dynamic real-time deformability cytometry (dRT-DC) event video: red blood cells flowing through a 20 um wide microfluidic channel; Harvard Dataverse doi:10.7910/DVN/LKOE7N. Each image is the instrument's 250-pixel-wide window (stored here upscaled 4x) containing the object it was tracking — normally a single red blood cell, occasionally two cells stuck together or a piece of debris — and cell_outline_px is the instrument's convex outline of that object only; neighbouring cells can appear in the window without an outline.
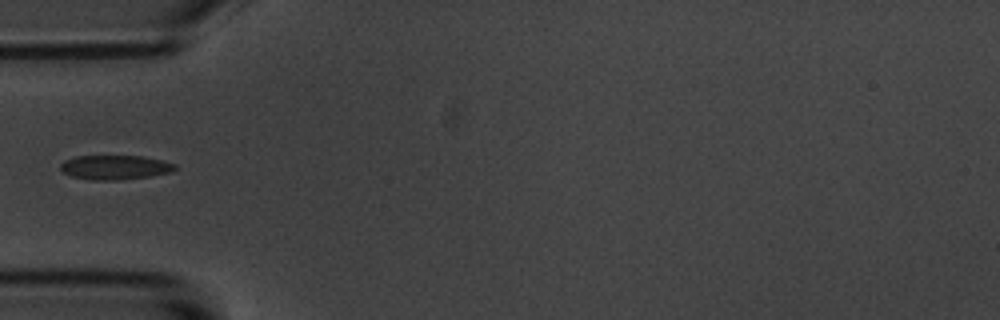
{"species": "common noctule bat (a hibernating species)", "species_latin": "Nyctalus noctula", "temperature_condition": "room temperature", "stored_images_in_passage": 11, "camera_frame_rate_fps": 3000, "um_per_image_px": 0.085, "animal": {"sex": "male", "body_mass_g": 20.1, "forearm_length_mm": 53.5}, "frame": {"image": 1, "passage_image": 1, "time_ms": 0.0, "image_size_px": [1000, 320], "cell_outline_px": [[176, 168], [172, 172], [152, 176], [116, 180], [92, 180], [72, 176], [64, 172], [60, 168], [60, 164], [64, 160], [76, 156], [144, 156], [176, 164]], "centroid_in_image_um": [9.78, 14.22], "position_along_channel_um": 75.2, "area_um2": 16.24}}
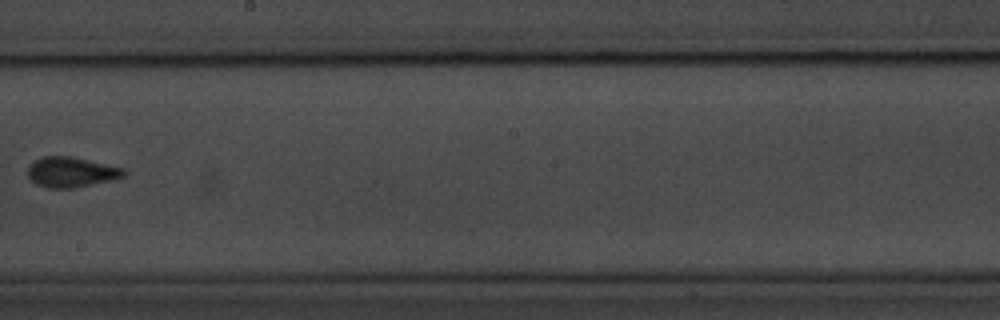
{"frame": {"image": 2, "passage_image": 5, "time_ms": 4.667, "image_size_px": [1000, 320], "cell_outline_px": [[128, 172], [124, 176], [108, 180], [72, 188], [48, 188], [36, 184], [28, 176], [28, 168], [36, 160], [44, 156], [72, 156], [128, 168]], "centroid_in_image_um": [6.1, 14.61], "position_along_channel_um": 242.1, "area_um2": 16.88}}
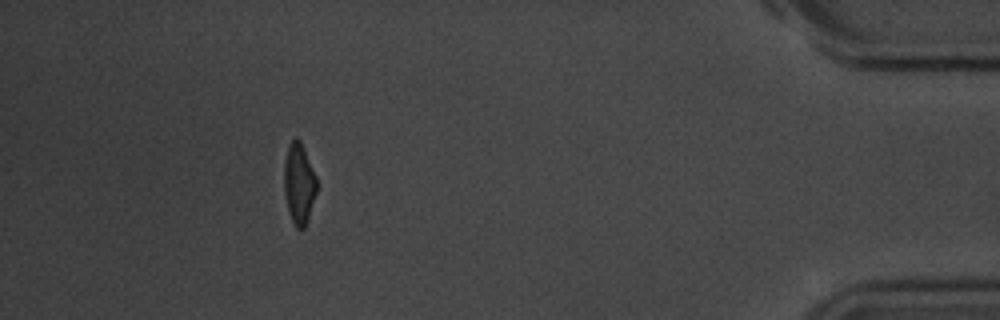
{"frame": {"image": 3, "passage_image": 10, "time_ms": 11.0, "image_size_px": [1000, 320], "cell_outline_px": [[316, 192], [308, 220], [304, 228], [296, 228], [292, 220], [288, 208], [284, 192], [284, 160], [288, 144], [296, 136], [300, 140], [316, 176]], "centroid_in_image_um": [25.4, 15.57], "position_along_channel_um": 409.8, "area_um2": 15.26}}